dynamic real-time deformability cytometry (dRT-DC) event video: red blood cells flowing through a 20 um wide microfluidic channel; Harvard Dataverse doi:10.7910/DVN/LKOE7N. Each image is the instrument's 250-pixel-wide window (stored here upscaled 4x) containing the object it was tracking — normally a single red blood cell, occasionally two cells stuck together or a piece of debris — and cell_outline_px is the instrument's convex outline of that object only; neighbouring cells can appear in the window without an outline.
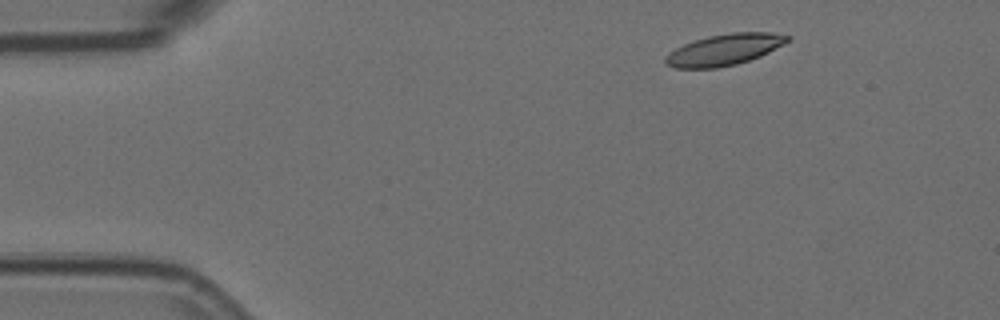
{"species": "Egyptian fruit bat (a non-hibernating species)", "species_latin": "Rousettus aegyptiacus", "temperature_condition": "room temperature", "stored_images_in_passage": 5, "camera_frame_rate_fps": 3000, "um_per_image_px": 0.085, "animal": {"sex": "female"}, "frame": {"image": 1, "passage_image": 1, "time_ms": 0.0, "image_size_px": [1000, 320], "cell_outline_px": [[792, 36], [784, 44], [760, 56], [736, 64], [716, 68], [676, 68], [664, 64], [664, 56], [668, 52], [684, 44], [708, 36], [732, 32], [772, 32]], "centroid_in_image_um": [61.54, 4.22], "position_along_channel_um": 23.5, "area_um2": 22.2}}
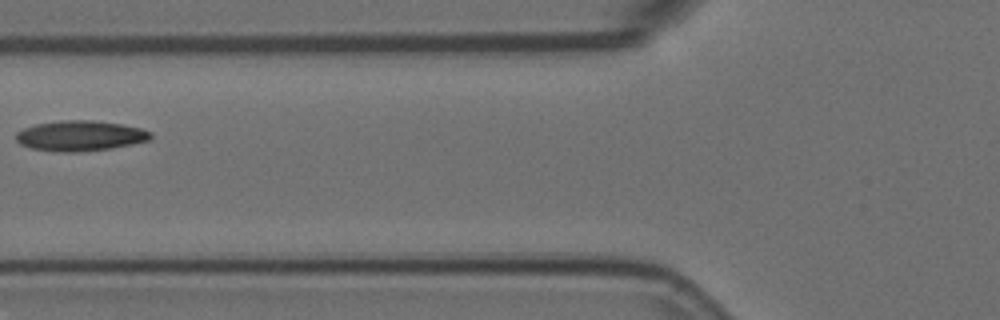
{"frame": {"image": 2, "passage_image": 4, "time_ms": 1.0, "image_size_px": [1000, 320], "cell_outline_px": [[152, 136], [148, 140], [132, 144], [112, 148], [76, 152], [64, 152], [32, 148], [20, 144], [16, 140], [16, 132], [24, 128], [36, 124], [64, 120], [92, 120], [120, 124], [140, 128], [152, 132]], "centroid_in_image_um": [6.82, 11.54], "position_along_channel_um": 119.0, "area_um2": 23.58}}
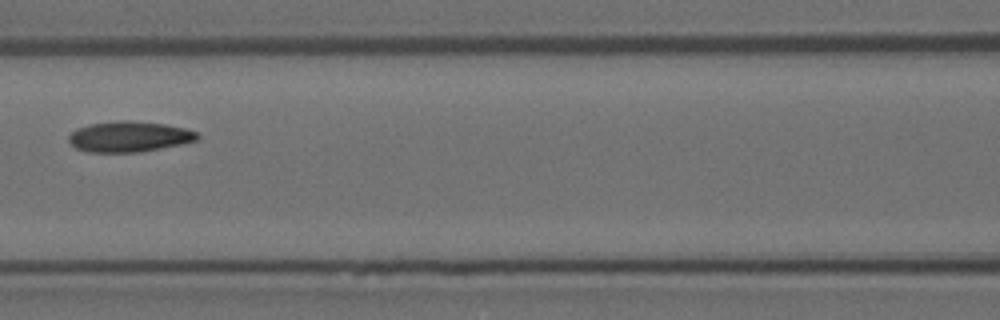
{"frame": {"image": 3, "passage_image": 5, "time_ms": 1.333, "image_size_px": [1000, 320], "cell_outline_px": [[200, 136], [196, 140], [180, 144], [140, 152], [88, 152], [76, 148], [68, 140], [68, 136], [76, 128], [92, 124], [116, 120], [128, 120], [164, 124], [184, 128], [196, 132]], "centroid_in_image_um": [10.95, 11.61], "position_along_channel_um": 155.6, "area_um2": 22.77}}